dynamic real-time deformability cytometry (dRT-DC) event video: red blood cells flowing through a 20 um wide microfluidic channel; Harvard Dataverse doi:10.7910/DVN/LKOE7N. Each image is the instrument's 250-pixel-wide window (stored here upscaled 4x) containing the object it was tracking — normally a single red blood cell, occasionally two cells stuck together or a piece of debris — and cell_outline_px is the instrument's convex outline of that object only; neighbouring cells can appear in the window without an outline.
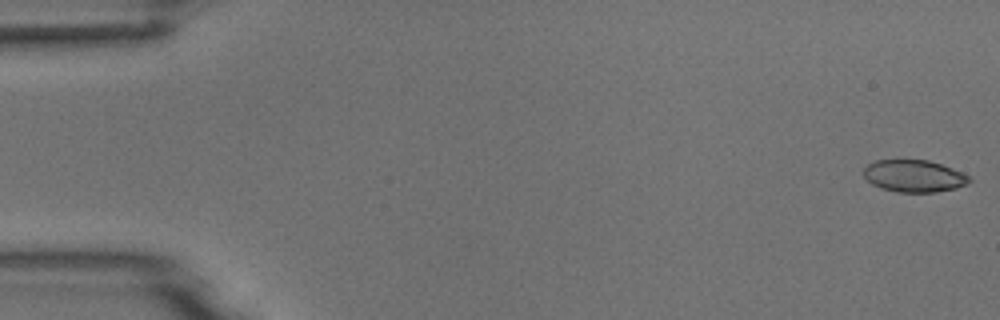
{"species": "common noctule bat (a hibernating species)", "species_latin": "Nyctalus noctula", "temperature_condition": "room temperature", "stored_images_in_passage": 6, "camera_frame_rate_fps": 3000, "um_per_image_px": 0.085, "animal": {"sex": "male", "body_mass_g": 18.8}, "frame": {"image": 1, "passage_image": 1, "time_ms": 0.0, "image_size_px": [1000, 320], "cell_outline_px": [[972, 180], [968, 184], [956, 188], [936, 192], [896, 192], [880, 188], [872, 184], [864, 176], [864, 168], [868, 164], [876, 160], [928, 160], [964, 172]], "centroid_in_image_um": [77.71, 14.96], "position_along_channel_um": 7.3, "area_um2": 19.83}}
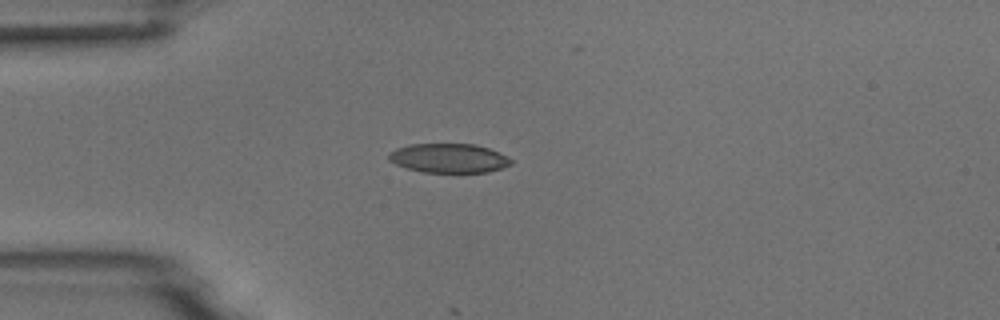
{"frame": {"image": 2, "passage_image": 4, "time_ms": 4.333, "image_size_px": [1000, 320], "cell_outline_px": [[512, 164], [488, 172], [424, 172], [408, 168], [396, 164], [388, 160], [388, 152], [396, 148], [408, 144], [476, 144], [488, 148], [508, 156], [512, 160]], "centroid_in_image_um": [38.13, 13.43], "position_along_channel_um": 46.9, "area_um2": 20.81}}